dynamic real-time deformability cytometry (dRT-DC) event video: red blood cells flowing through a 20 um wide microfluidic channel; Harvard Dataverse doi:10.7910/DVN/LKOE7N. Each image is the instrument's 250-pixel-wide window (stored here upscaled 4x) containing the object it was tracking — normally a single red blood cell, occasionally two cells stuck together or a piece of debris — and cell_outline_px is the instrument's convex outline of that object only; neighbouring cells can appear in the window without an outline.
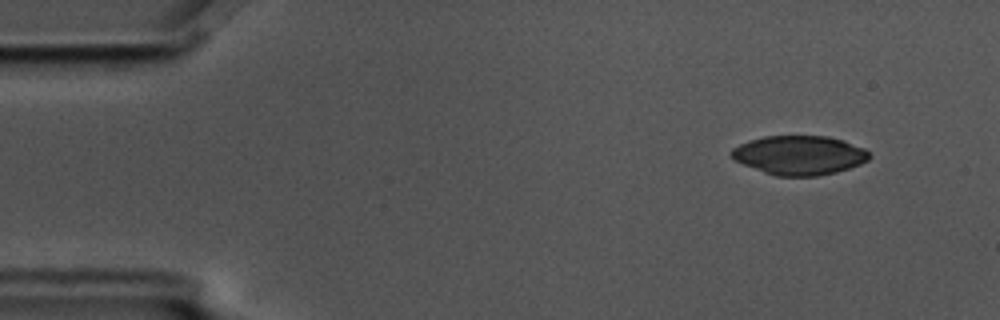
{"species": "common noctule bat (a hibernating species)", "species_latin": "Nyctalus noctula", "temperature_condition": "cold", "stored_images_in_passage": 9, "camera_frame_rate_fps": 3000, "um_per_image_px": 0.085, "animal": {"sex": "male", "body_mass_g": 17.5, "forearm_length_mm": 52.3}, "frame": {"image": 1, "passage_image": 2, "time_ms": 0.333, "image_size_px": [1000, 320], "cell_outline_px": [[872, 156], [868, 160], [860, 164], [836, 172], [816, 176], [776, 176], [764, 172], [744, 164], [736, 160], [728, 152], [732, 148], [748, 140], [764, 136], [828, 136], [844, 140], [864, 148]], "centroid_in_image_um": [67.95, 13.18], "position_along_channel_um": 17.1, "area_um2": 31.44}}